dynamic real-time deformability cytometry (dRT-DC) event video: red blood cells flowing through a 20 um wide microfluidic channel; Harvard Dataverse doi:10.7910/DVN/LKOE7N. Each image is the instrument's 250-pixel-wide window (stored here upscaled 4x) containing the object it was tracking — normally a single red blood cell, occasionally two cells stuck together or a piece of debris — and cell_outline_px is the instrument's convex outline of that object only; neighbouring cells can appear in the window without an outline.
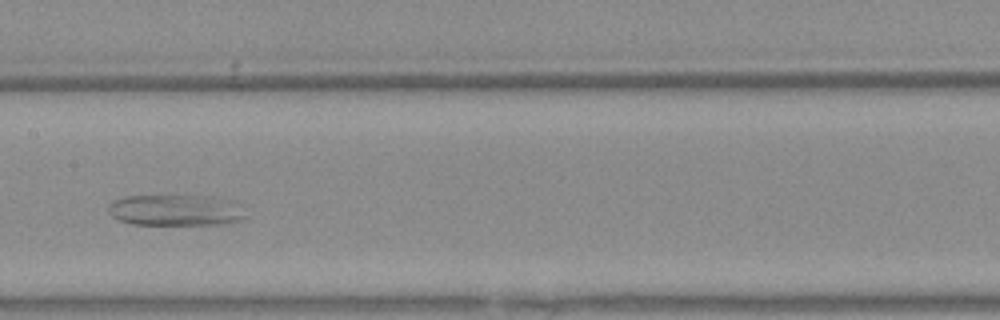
{"species": "Egyptian fruit bat (a non-hibernating species)", "species_latin": "Rousettus aegyptiacus", "temperature_condition": "warm", "stored_images_in_passage": 54, "camera_frame_rate_fps": 3000, "um_per_image_px": 0.085, "animal": {"sex": "female"}, "frame": {"image": 1, "passage_image": 28, "time_ms": 9.0, "image_size_px": [1000, 320], "cell_outline_px": [[248, 216], [244, 220], [224, 224], [132, 224], [120, 220], [112, 216], [108, 212], [108, 204], [112, 200], [128, 196], [204, 196], [224, 200]], "centroid_in_image_um": [14.81, 17.88], "position_along_channel_um": 192.6, "area_um2": 24.28}}
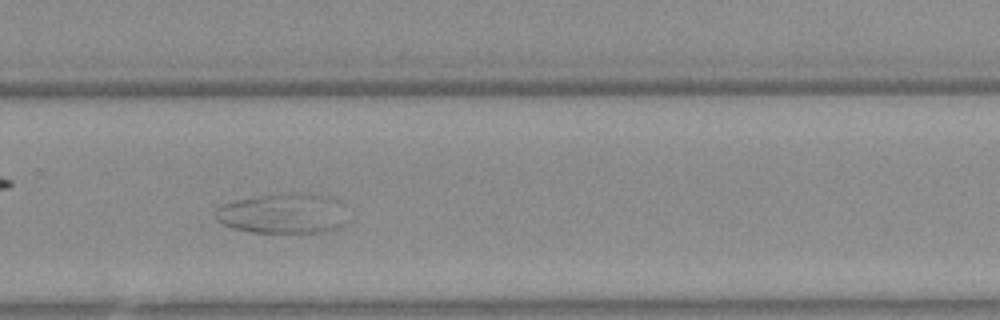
{"frame": {"image": 2, "passage_image": 37, "time_ms": 12.0, "image_size_px": [1000, 320], "cell_outline_px": [[340, 224], [336, 228], [324, 232], [252, 232], [232, 228], [220, 224], [216, 220], [216, 208], [224, 204], [236, 200], [256, 196], [280, 192], [300, 192], [320, 196]], "centroid_in_image_um": [23.65, 18.17], "position_along_channel_um": 306.1, "area_um2": 28.61}}
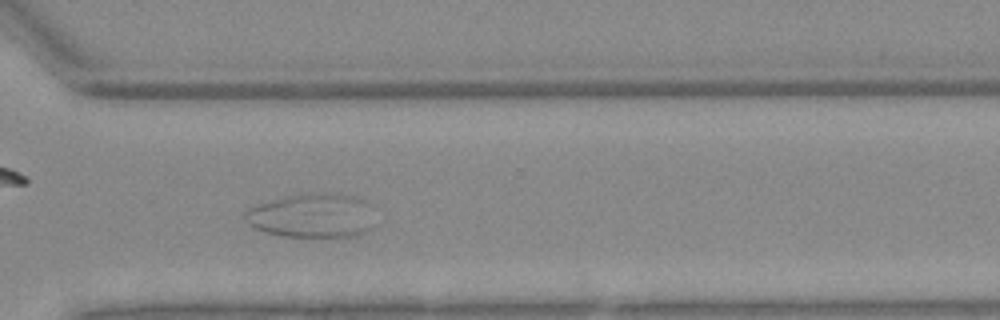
{"frame": {"image": 3, "passage_image": 40, "time_ms": 13.0, "image_size_px": [1000, 320], "cell_outline_px": [[376, 228], [372, 232], [356, 236], [324, 240], [280, 236], [256, 228], [248, 224], [244, 216], [244, 212], [248, 208], [268, 200], [284, 196], [320, 192], [348, 196], [356, 200]], "centroid_in_image_um": [26.42, 18.42], "position_along_channel_um": 344.2, "area_um2": 33.52}}